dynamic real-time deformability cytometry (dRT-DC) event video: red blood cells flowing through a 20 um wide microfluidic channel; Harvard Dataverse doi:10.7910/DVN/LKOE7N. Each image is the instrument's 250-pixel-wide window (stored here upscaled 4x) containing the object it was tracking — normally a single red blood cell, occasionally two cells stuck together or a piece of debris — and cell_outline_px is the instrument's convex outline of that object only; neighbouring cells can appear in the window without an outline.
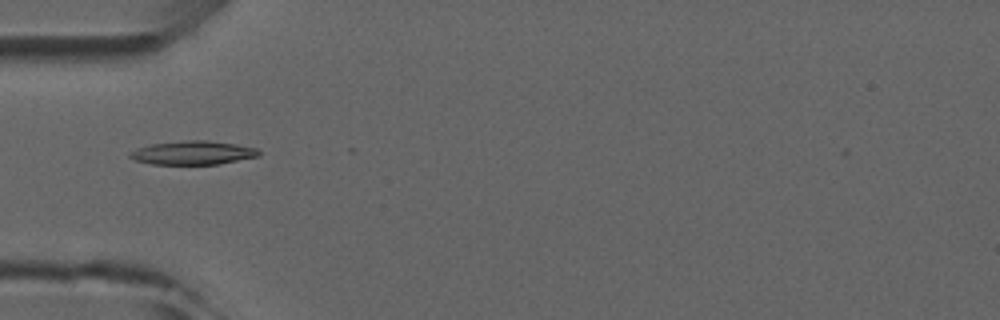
{"species": "common noctule bat (a hibernating species)", "species_latin": "Nyctalus noctula", "temperature_condition": "room temperature", "stored_images_in_passage": 5, "camera_frame_rate_fps": 3000, "um_per_image_px": 0.085, "animal": {"sex": "male", "forearm_length_mm": 52.5}, "frame": {"image": 1, "passage_image": 5, "time_ms": 4.333, "image_size_px": [1000, 320], "cell_outline_px": [[260, 156], [220, 164], [152, 164], [136, 160], [128, 156], [128, 152], [136, 148], [152, 144], [184, 140], [208, 140], [236, 144], [256, 148], [260, 152]], "centroid_in_image_um": [16.4, 12.98], "position_along_channel_um": 68.6, "area_um2": 17.86}}